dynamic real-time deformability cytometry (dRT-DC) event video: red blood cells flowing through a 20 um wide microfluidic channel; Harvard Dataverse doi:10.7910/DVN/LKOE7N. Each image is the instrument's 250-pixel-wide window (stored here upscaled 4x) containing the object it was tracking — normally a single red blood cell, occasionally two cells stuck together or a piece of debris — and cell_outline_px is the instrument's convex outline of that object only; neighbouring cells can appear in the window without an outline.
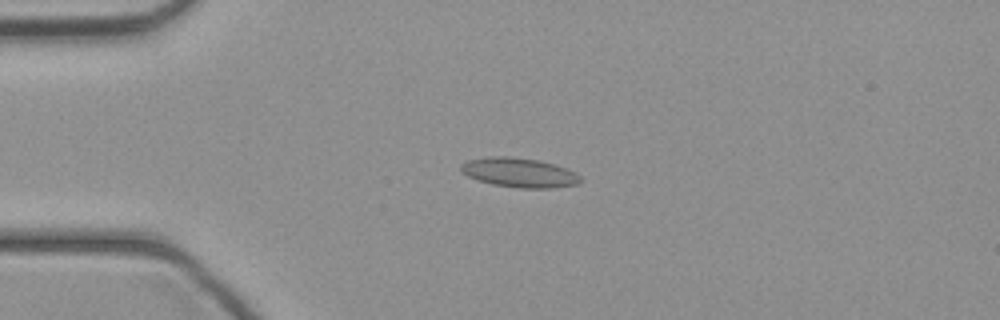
{"species": "common noctule bat (a hibernating species)", "species_latin": "Nyctalus noctula", "temperature_condition": "cold", "stored_images_in_passage": 45, "camera_frame_rate_fps": 3000, "um_per_image_px": 0.085, "animal": {"sex": "female", "body_mass_g": 21.9}, "frame": {"image": 1, "passage_image": 11, "time_ms": 3.333, "image_size_px": [1000, 320], "cell_outline_px": [[584, 180], [576, 184], [552, 188], [520, 188], [492, 184], [468, 176], [460, 168], [460, 164], [468, 160], [488, 156], [508, 156], [540, 160], [576, 172]], "centroid_in_image_um": [44.15, 14.66], "position_along_channel_um": 40.8, "area_um2": 20.4}}
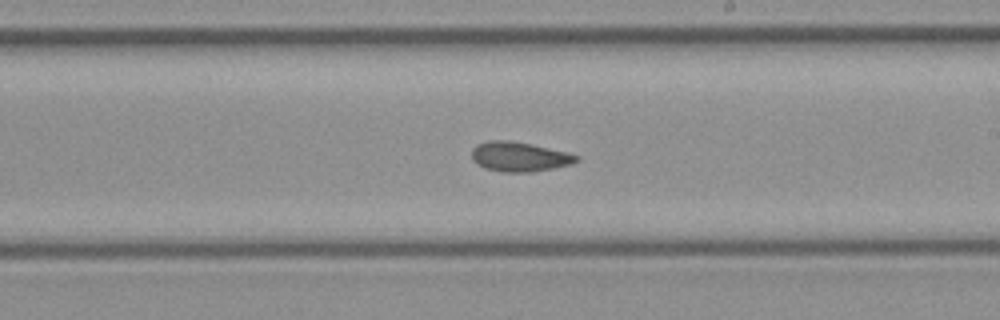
{"frame": {"image": 2, "passage_image": 26, "time_ms": 8.333, "image_size_px": [1000, 320], "cell_outline_px": [[580, 160], [572, 164], [532, 172], [500, 172], [484, 168], [476, 164], [472, 160], [472, 148], [476, 144], [488, 140], [508, 140], [532, 144], [568, 152], [580, 156]], "centroid_in_image_um": [44.14, 13.32], "position_along_channel_um": 244.9, "area_um2": 18.38}}
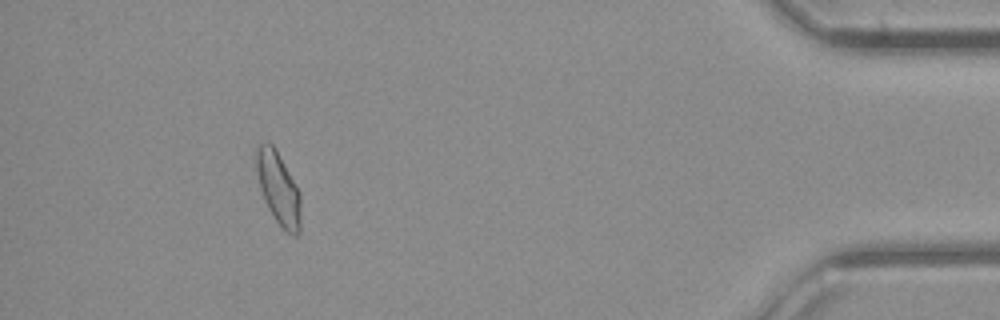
{"frame": {"image": 3, "passage_image": 41, "time_ms": 13.333, "image_size_px": [1000, 320], "cell_outline_px": [[300, 232], [296, 236], [292, 236], [276, 220], [268, 208], [264, 200], [260, 188], [252, 160], [256, 144], [260, 140], [268, 140], [276, 148], [296, 184], [300, 192]], "centroid_in_image_um": [23.6, 15.87], "position_along_channel_um": 411.6, "area_um2": 19.54}}